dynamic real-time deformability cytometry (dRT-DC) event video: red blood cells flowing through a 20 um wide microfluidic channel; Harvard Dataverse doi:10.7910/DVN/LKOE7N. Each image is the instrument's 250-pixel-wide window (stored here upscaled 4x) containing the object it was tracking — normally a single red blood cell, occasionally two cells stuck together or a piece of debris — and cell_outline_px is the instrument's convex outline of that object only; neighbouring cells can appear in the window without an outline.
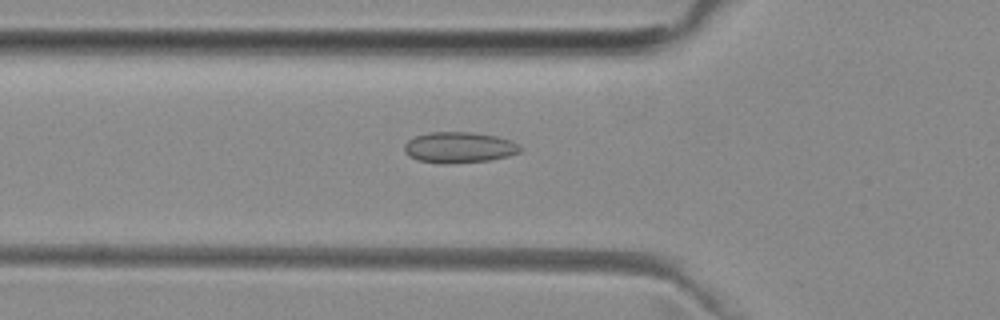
{"species": "common noctule bat (a hibernating species)", "species_latin": "Nyctalus noctula", "temperature_condition": "room temperature", "stored_images_in_passage": 43, "camera_frame_rate_fps": 3000, "um_per_image_px": 0.085, "animal": {"sex": "female", "body_mass_g": 29.2, "forearm_length_mm": 56.3}, "frame": {"image": 1, "passage_image": 9, "time_ms": 2.667, "image_size_px": [1000, 320], "cell_outline_px": [[520, 152], [508, 156], [488, 160], [416, 160], [408, 156], [404, 152], [404, 144], [408, 140], [416, 136], [428, 132], [472, 132], [496, 136], [508, 140], [516, 144], [520, 148]], "centroid_in_image_um": [38.99, 12.47], "position_along_channel_um": 86.8, "area_um2": 19.71}}
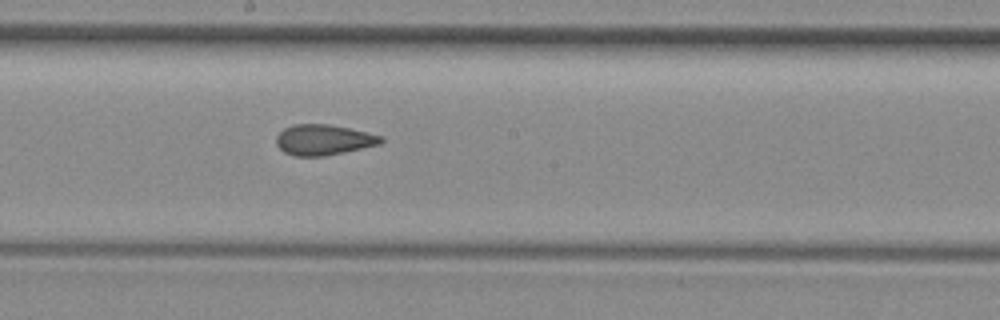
{"frame": {"image": 2, "passage_image": 19, "time_ms": 6.0, "image_size_px": [1000, 320], "cell_outline_px": [[384, 140], [380, 144], [324, 156], [296, 156], [284, 152], [276, 144], [276, 136], [284, 128], [292, 124], [328, 124], [348, 128], [384, 136]], "centroid_in_image_um": [27.49, 11.88], "position_along_channel_um": 220.7, "area_um2": 18.55}}
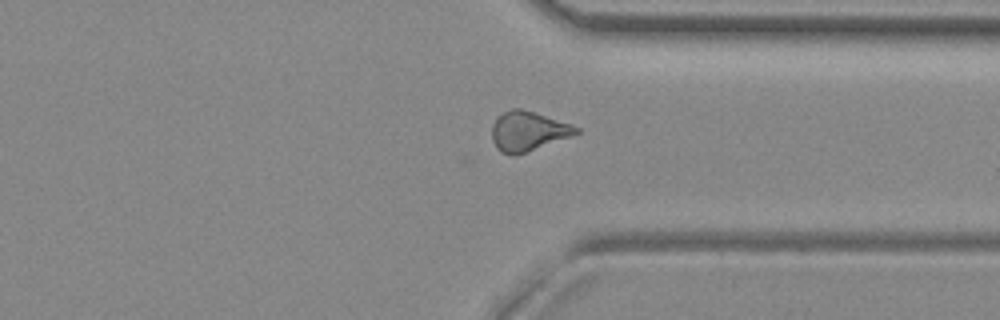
{"frame": {"image": 3, "passage_image": 30, "time_ms": 9.667, "image_size_px": [1000, 320], "cell_outline_px": [[580, 132], [516, 156], [500, 152], [496, 148], [492, 140], [492, 124], [504, 112], [512, 108], [520, 108], [572, 124], [580, 128]], "centroid_in_image_um": [44.86, 11.16], "position_along_channel_um": 366.5, "area_um2": 19.19}, "authors_computed_cell_mechanics": {"area_um2": 19.1896, "velocity_mm_per_s": 4.0023, "shape_relaxation_time_tau1_ms": null, "shape_relaxation_time_tau2_ms": 1.9166, "deformation_change_tau1": null, "deformation_change_tau2": 0.0885}}